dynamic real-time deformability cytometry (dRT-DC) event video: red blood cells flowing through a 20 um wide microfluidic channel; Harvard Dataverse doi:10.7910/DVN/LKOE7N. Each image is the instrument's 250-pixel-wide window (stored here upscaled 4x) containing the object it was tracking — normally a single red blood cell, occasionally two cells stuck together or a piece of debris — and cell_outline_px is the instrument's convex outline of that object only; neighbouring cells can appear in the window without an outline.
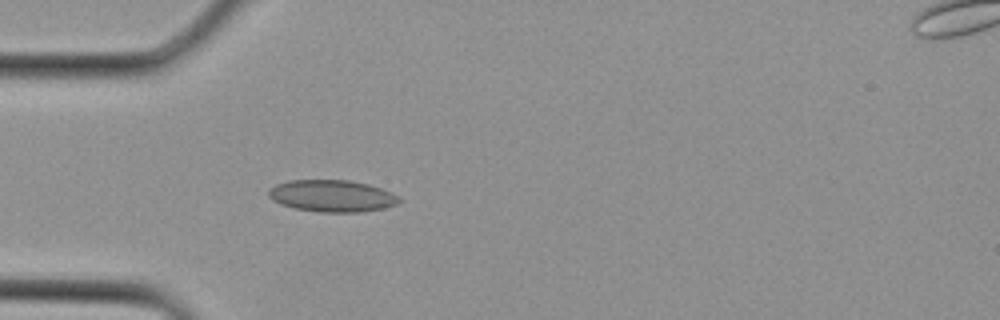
{"species": "Egyptian fruit bat (a non-hibernating species)", "species_latin": "Rousettus aegyptiacus", "temperature_condition": "cold", "stored_images_in_passage": 4, "camera_frame_rate_fps": 3000, "um_per_image_px": 0.085, "animal": {"sex": "female"}, "frame": {"image": 1, "passage_image": 3, "time_ms": 0.667, "image_size_px": [1000, 320], "cell_outline_px": [[400, 200], [396, 204], [384, 208], [360, 212], [320, 212], [296, 208], [280, 204], [272, 200], [268, 196], [268, 188], [276, 184], [288, 180], [348, 180], [368, 184], [392, 192], [400, 196]], "centroid_in_image_um": [28.2, 16.65], "position_along_channel_um": 56.8, "area_um2": 24.33}}